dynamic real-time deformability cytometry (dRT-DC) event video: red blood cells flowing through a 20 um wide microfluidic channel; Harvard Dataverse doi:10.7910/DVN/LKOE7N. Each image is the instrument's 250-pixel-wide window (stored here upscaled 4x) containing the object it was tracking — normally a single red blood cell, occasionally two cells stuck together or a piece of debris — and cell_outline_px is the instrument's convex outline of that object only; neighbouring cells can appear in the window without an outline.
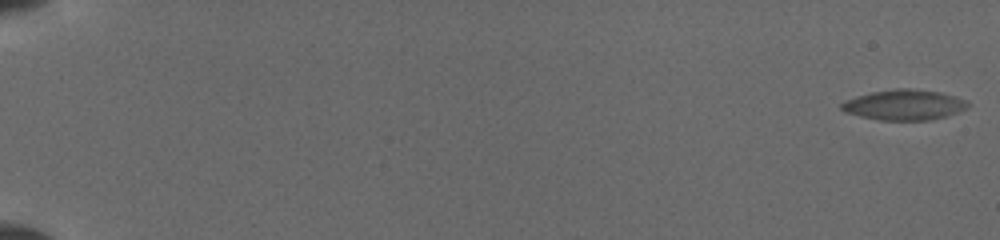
{"species": "common noctule bat (a hibernating species)", "species_latin": "Nyctalus noctula", "temperature_condition": "cold", "stored_images_in_passage": 12, "camera_frame_rate_fps": 3000, "um_per_image_px": 0.085, "animal": {"sex": "female", "body_mass_g": 19.5, "forearm_length_mm": 54.1}, "frame": {"image": 1, "passage_image": 1, "time_ms": 0.0, "image_size_px": [1000, 240], "cell_outline_px": [[968, 104], [964, 108], [956, 112], [944, 116], [928, 120], [880, 120], [844, 112], [840, 108], [840, 104], [856, 96], [872, 92], [896, 88], [908, 88], [940, 92], [968, 100]], "centroid_in_image_um": [76.83, 8.9], "position_along_channel_um": 8.2, "area_um2": 22.02}}